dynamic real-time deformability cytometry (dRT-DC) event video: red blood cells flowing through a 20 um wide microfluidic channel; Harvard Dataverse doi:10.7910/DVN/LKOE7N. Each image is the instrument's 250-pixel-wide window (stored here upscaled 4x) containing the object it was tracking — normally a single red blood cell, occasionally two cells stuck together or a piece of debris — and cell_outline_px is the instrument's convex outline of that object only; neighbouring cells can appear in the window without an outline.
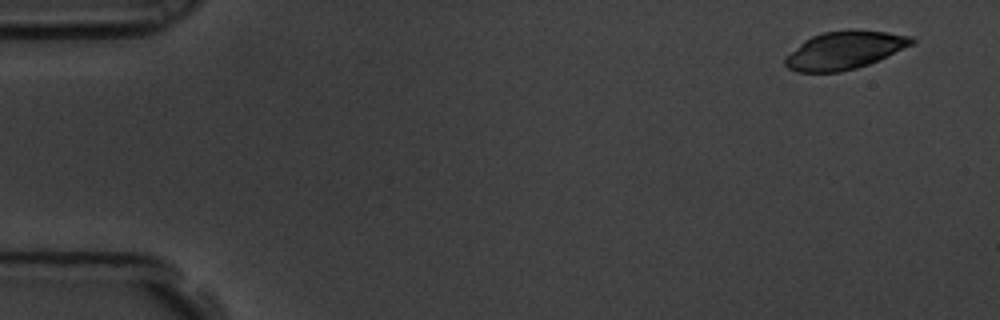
{"species": "common noctule bat (a hibernating species)", "species_latin": "Nyctalus noctula", "temperature_condition": "room temperature", "stored_images_in_passage": 5, "camera_frame_rate_fps": 3000, "um_per_image_px": 0.085, "animal": {"sex": "male", "body_mass_g": 19.5, "forearm_length_mm": 54.6}, "frame": {"image": 1, "passage_image": 1, "time_ms": 0.0, "image_size_px": [1000, 320], "cell_outline_px": [[916, 40], [912, 44], [868, 64], [856, 68], [840, 72], [796, 72], [788, 68], [784, 64], [784, 60], [804, 40], [812, 36], [824, 32], [852, 28], [888, 32], [912, 36]], "centroid_in_image_um": [71.79, 4.25], "position_along_channel_um": 13.2, "area_um2": 27.8}}
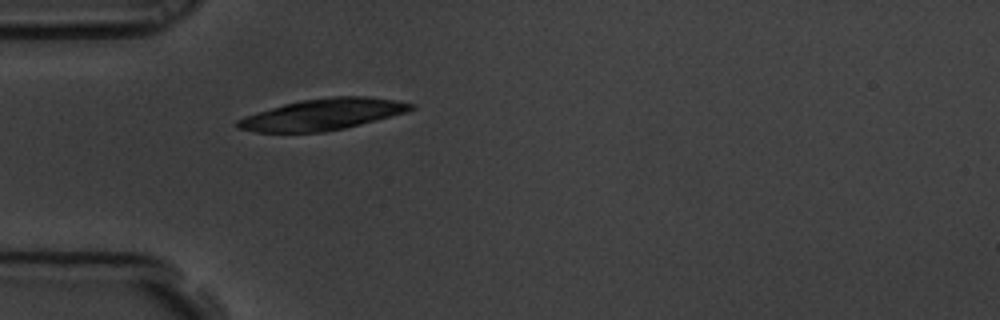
{"frame": {"image": 2, "passage_image": 5, "time_ms": 1.333, "image_size_px": [1000, 320], "cell_outline_px": [[416, 108], [408, 112], [344, 128], [324, 132], [256, 132], [236, 128], [236, 120], [244, 116], [284, 104], [304, 100], [332, 96], [368, 96], [396, 100], [416, 104]], "centroid_in_image_um": [27.45, 9.72], "position_along_channel_um": 57.5, "area_um2": 31.56}}